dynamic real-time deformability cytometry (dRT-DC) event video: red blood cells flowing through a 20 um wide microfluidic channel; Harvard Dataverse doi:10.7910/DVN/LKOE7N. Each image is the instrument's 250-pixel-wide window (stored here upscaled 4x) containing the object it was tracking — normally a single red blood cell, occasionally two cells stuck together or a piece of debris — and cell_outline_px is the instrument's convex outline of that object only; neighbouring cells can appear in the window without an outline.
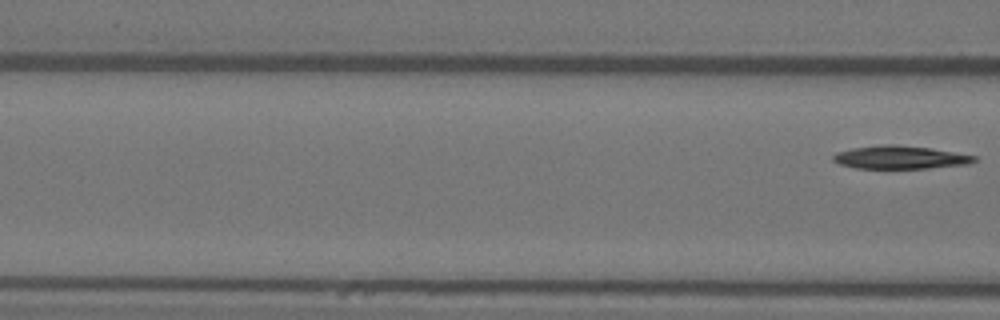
{"species": "Egyptian fruit bat (a non-hibernating species)", "species_latin": "Rousettus aegyptiacus", "temperature_condition": "warm", "stored_images_in_passage": 4, "camera_frame_rate_fps": 3000, "um_per_image_px": 0.085, "animal": {"sex": "female"}, "frame": {"image": 1, "passage_image": 4, "time_ms": 1.0, "image_size_px": [1000, 320], "cell_outline_px": [[976, 160], [968, 164], [928, 168], [856, 168], [840, 164], [832, 160], [832, 156], [836, 152], [852, 148], [884, 144], [892, 144], [932, 148], [976, 156]], "centroid_in_image_um": [76.48, 13.37], "position_along_channel_um": 90.1, "area_um2": 18.9}}